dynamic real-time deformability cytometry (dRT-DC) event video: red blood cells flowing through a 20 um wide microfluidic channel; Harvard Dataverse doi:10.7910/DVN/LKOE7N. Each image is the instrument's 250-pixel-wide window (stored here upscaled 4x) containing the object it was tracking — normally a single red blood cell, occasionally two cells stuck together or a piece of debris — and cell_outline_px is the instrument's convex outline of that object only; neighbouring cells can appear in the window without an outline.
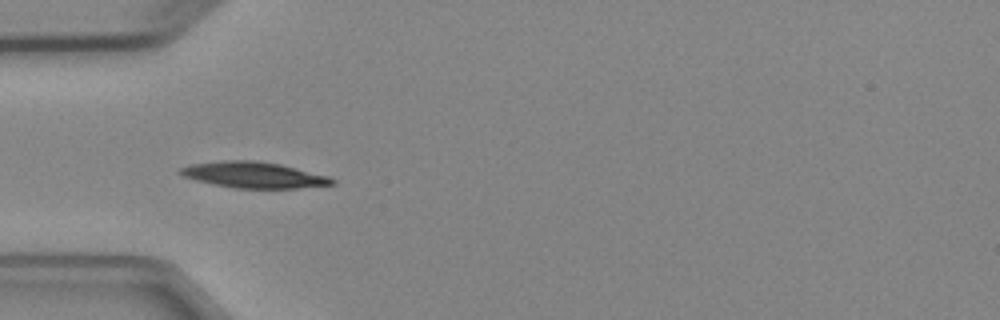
{"species": "Egyptian fruit bat (a non-hibernating species)", "species_latin": "Rousettus aegyptiacus", "temperature_condition": "cold", "stored_images_in_passage": 7, "camera_frame_rate_fps": 3000, "um_per_image_px": 0.085, "animal": {"sex": "female"}, "frame": {"image": 1, "passage_image": 4, "time_ms": 3.667, "image_size_px": [1000, 320], "cell_outline_px": [[336, 184], [296, 188], [232, 188], [196, 180], [184, 176], [176, 172], [180, 168], [192, 164], [224, 160], [256, 160], [280, 164], [328, 176], [336, 180]], "centroid_in_image_um": [21.56, 14.87], "position_along_channel_um": 63.4, "area_um2": 22.95}}